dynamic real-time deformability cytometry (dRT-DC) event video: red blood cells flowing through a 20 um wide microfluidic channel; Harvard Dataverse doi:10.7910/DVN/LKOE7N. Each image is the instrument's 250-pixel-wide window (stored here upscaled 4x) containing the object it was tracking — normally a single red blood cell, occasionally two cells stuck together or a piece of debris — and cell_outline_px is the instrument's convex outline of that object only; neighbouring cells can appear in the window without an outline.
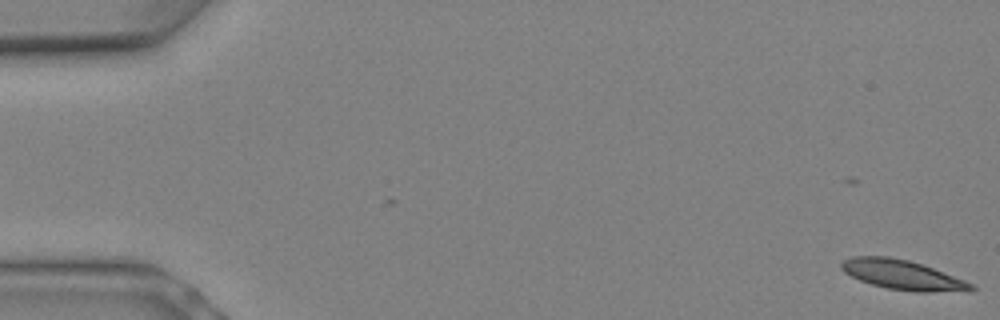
{"species": "Egyptian fruit bat (a non-hibernating species)", "species_latin": "Rousettus aegyptiacus", "temperature_condition": "warm", "stored_images_in_passage": 9, "camera_frame_rate_fps": 3000, "um_per_image_px": 0.085, "animal": {"sex": "female"}, "frame": {"image": 1, "passage_image": 1, "time_ms": 0.0, "image_size_px": [1000, 320], "cell_outline_px": [[976, 288], [968, 292], [916, 292], [888, 288], [872, 284], [860, 280], [844, 272], [840, 268], [840, 264], [844, 260], [852, 256], [888, 256], [908, 260], [932, 268], [964, 280], [972, 284]], "centroid_in_image_um": [76.72, 23.37], "position_along_channel_um": 8.3, "area_um2": 22.31}}
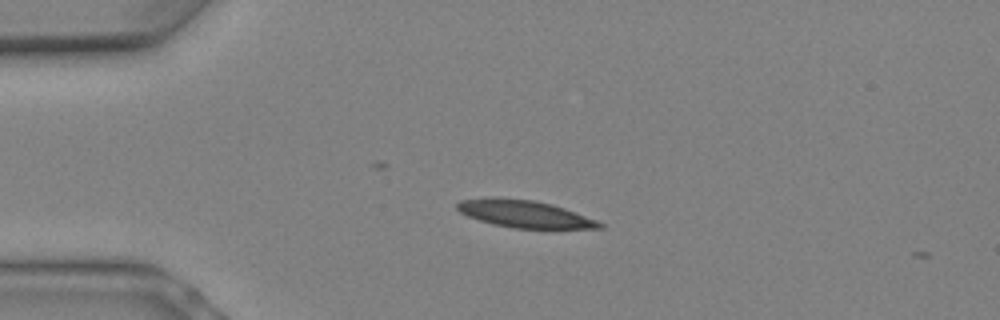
{"frame": {"image": 2, "passage_image": 6, "time_ms": 1.667, "image_size_px": [1000, 320], "cell_outline_px": [[604, 228], [516, 228], [496, 224], [480, 220], [468, 216], [460, 212], [456, 208], [456, 204], [460, 200], [492, 196], [496, 196], [536, 200], [552, 204], [564, 208], [596, 220], [604, 224]], "centroid_in_image_um": [44.55, 18.15], "position_along_channel_um": 40.5, "area_um2": 22.6}}
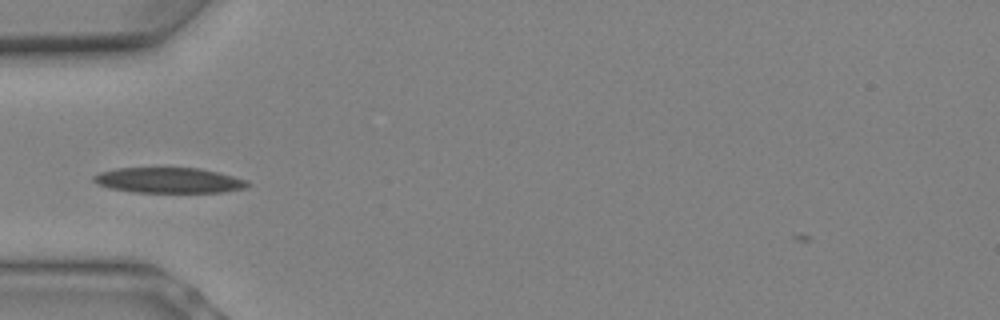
{"frame": {"image": 3, "passage_image": 8, "time_ms": 2.333, "image_size_px": [1000, 320], "cell_outline_px": [[252, 184], [248, 188], [224, 192], [132, 192], [112, 188], [96, 184], [92, 180], [92, 176], [100, 172], [116, 168], [200, 168], [220, 172], [248, 180]], "centroid_in_image_um": [14.41, 15.32], "position_along_channel_um": 70.6, "area_um2": 23.06}}